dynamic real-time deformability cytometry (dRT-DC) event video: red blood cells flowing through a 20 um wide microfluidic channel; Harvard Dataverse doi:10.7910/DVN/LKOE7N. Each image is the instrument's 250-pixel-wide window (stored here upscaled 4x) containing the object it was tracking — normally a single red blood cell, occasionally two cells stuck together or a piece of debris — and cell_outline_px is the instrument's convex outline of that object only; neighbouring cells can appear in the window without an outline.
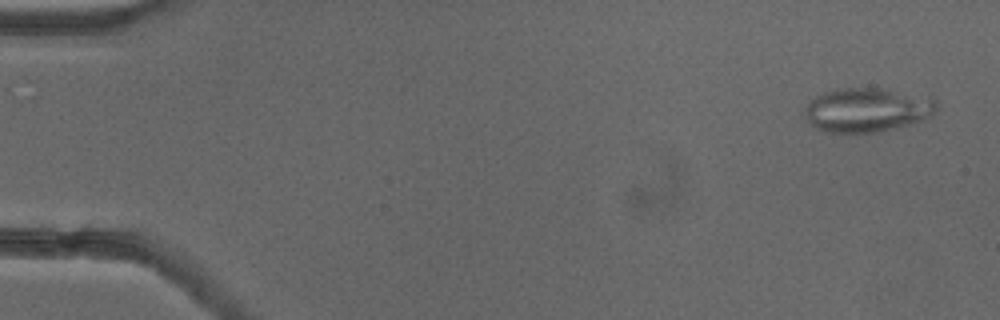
{"species": "common noctule bat (a hibernating species)", "species_latin": "Nyctalus noctula", "temperature_condition": "cold", "stored_images_in_passage": 53, "camera_frame_rate_fps": 3000, "um_per_image_px": 0.085, "animal": {"sex": "female"}, "frame": {"image": 1, "passage_image": 3, "time_ms": 0.667, "image_size_px": [1000, 320], "cell_outline_px": [[936, 112], [924, 120], [912, 124], [876, 132], [824, 132], [816, 128], [804, 116], [804, 108], [816, 96], [824, 92], [836, 88], [892, 88], [928, 96], [936, 100]], "centroid_in_image_um": [73.74, 9.32], "position_along_channel_um": 11.3, "area_um2": 34.33}}
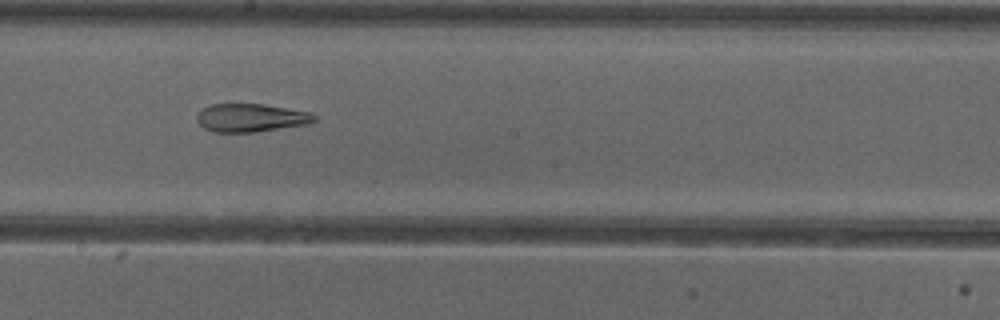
{"frame": {"image": 2, "passage_image": 30, "time_ms": 9.667, "image_size_px": [1000, 320], "cell_outline_px": [[320, 116], [316, 120], [308, 124], [256, 132], [216, 132], [204, 128], [196, 120], [196, 116], [200, 108], [208, 104], [264, 104], [312, 112]], "centroid_in_image_um": [21.35, 10.0], "position_along_channel_um": 226.9, "area_um2": 19.65}}
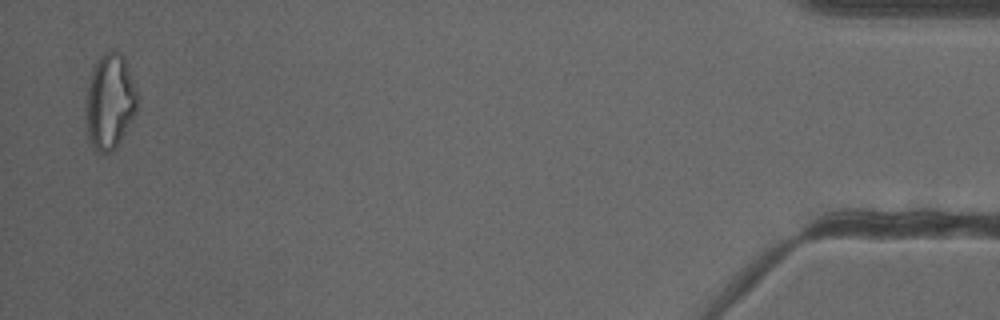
{"frame": {"image": 3, "passage_image": 52, "time_ms": 17.0, "image_size_px": [1000, 320], "cell_outline_px": [[140, 96], [136, 116], [116, 148], [112, 152], [100, 156], [92, 148], [88, 140], [84, 128], [84, 112], [88, 88], [92, 68], [96, 60], [108, 48], [112, 48], [120, 52], [124, 56]], "centroid_in_image_um": [9.34, 8.68], "position_along_channel_um": 425.9, "area_um2": 30.35}, "authors_computed_cell_mechanics": {"area_um2": 26.01, "velocity_mm_per_s": 3.9135, "shape_relaxation_time_tau1_ms": null, "shape_relaxation_time_tau2_ms": 2.8382, "deformation_change_tau1": null, "deformation_change_tau2": 0.1158}}